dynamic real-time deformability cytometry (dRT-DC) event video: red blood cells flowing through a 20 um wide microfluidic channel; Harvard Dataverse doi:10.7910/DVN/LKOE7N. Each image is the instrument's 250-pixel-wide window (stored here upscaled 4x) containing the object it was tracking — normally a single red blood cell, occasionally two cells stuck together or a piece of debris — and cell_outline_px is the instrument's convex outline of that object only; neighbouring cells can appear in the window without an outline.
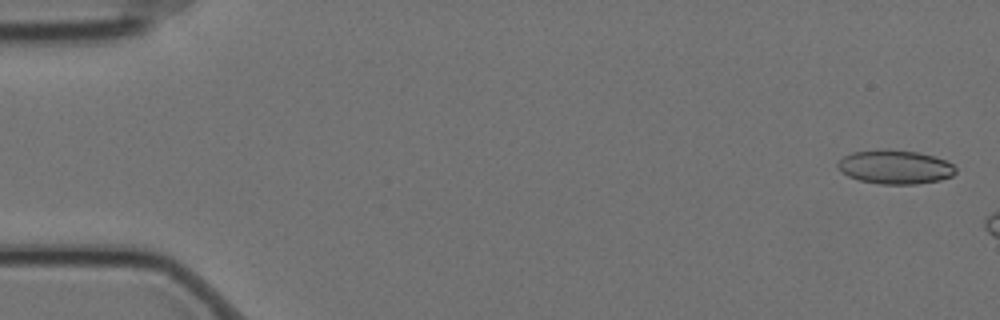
{"species": "Egyptian fruit bat (a non-hibernating species)", "species_latin": "Rousettus aegyptiacus", "temperature_condition": "cold", "stored_images_in_passage": 4, "camera_frame_rate_fps": 3000, "um_per_image_px": 0.085, "animal": {"sex": "female"}, "frame": {"image": 1, "passage_image": 1, "time_ms": 0.0, "image_size_px": [1000, 320], "cell_outline_px": [[956, 172], [952, 176], [940, 180], [916, 184], [880, 184], [860, 180], [848, 176], [836, 164], [844, 156], [852, 152], [920, 152], [936, 156], [952, 164], [956, 168]], "centroid_in_image_um": [76.15, 14.24], "position_along_channel_um": 8.9, "area_um2": 22.43}}